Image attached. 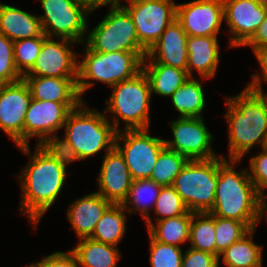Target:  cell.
Listing matches in <instances>:
<instances>
[{
	"instance_id": "cell-1",
	"label": "cell",
	"mask_w": 267,
	"mask_h": 267,
	"mask_svg": "<svg viewBox=\"0 0 267 267\" xmlns=\"http://www.w3.org/2000/svg\"><path fill=\"white\" fill-rule=\"evenodd\" d=\"M17 148L30 158L17 176L22 189L19 210L34 228L62 192L71 162L54 145H36L34 153L29 145Z\"/></svg>"
},
{
	"instance_id": "cell-2",
	"label": "cell",
	"mask_w": 267,
	"mask_h": 267,
	"mask_svg": "<svg viewBox=\"0 0 267 267\" xmlns=\"http://www.w3.org/2000/svg\"><path fill=\"white\" fill-rule=\"evenodd\" d=\"M239 162L241 159L227 160L222 154L218 156L215 202L209 213L241 221L253 229L262 220V196L251 181L247 168L236 171Z\"/></svg>"
},
{
	"instance_id": "cell-3",
	"label": "cell",
	"mask_w": 267,
	"mask_h": 267,
	"mask_svg": "<svg viewBox=\"0 0 267 267\" xmlns=\"http://www.w3.org/2000/svg\"><path fill=\"white\" fill-rule=\"evenodd\" d=\"M229 159H243L256 145L263 146L267 134V91L244 88L239 94L225 96Z\"/></svg>"
},
{
	"instance_id": "cell-4",
	"label": "cell",
	"mask_w": 267,
	"mask_h": 267,
	"mask_svg": "<svg viewBox=\"0 0 267 267\" xmlns=\"http://www.w3.org/2000/svg\"><path fill=\"white\" fill-rule=\"evenodd\" d=\"M83 101L73 109L63 126L65 134L53 144L72 163L85 160L115 147L117 130L109 122L105 112L86 106Z\"/></svg>"
},
{
	"instance_id": "cell-5",
	"label": "cell",
	"mask_w": 267,
	"mask_h": 267,
	"mask_svg": "<svg viewBox=\"0 0 267 267\" xmlns=\"http://www.w3.org/2000/svg\"><path fill=\"white\" fill-rule=\"evenodd\" d=\"M82 44L85 48L82 60L79 59L77 87L83 101L85 92L93 87L95 81L112 87L134 77L142 70L147 55V51L94 52Z\"/></svg>"
},
{
	"instance_id": "cell-6",
	"label": "cell",
	"mask_w": 267,
	"mask_h": 267,
	"mask_svg": "<svg viewBox=\"0 0 267 267\" xmlns=\"http://www.w3.org/2000/svg\"><path fill=\"white\" fill-rule=\"evenodd\" d=\"M112 94L106 99L105 115L113 114L109 121L120 131V119L123 129H148L150 127L151 86L145 72L141 70L134 77L111 87ZM107 112V113H106ZM113 121V122H112Z\"/></svg>"
},
{
	"instance_id": "cell-7",
	"label": "cell",
	"mask_w": 267,
	"mask_h": 267,
	"mask_svg": "<svg viewBox=\"0 0 267 267\" xmlns=\"http://www.w3.org/2000/svg\"><path fill=\"white\" fill-rule=\"evenodd\" d=\"M218 156L189 160L175 177L173 187L189 212H210L215 202Z\"/></svg>"
},
{
	"instance_id": "cell-8",
	"label": "cell",
	"mask_w": 267,
	"mask_h": 267,
	"mask_svg": "<svg viewBox=\"0 0 267 267\" xmlns=\"http://www.w3.org/2000/svg\"><path fill=\"white\" fill-rule=\"evenodd\" d=\"M40 3L43 14L38 17L46 37L85 42L92 11L84 0H40Z\"/></svg>"
},
{
	"instance_id": "cell-9",
	"label": "cell",
	"mask_w": 267,
	"mask_h": 267,
	"mask_svg": "<svg viewBox=\"0 0 267 267\" xmlns=\"http://www.w3.org/2000/svg\"><path fill=\"white\" fill-rule=\"evenodd\" d=\"M94 52L146 51L139 43L136 27L123 7L109 11L91 30L84 42Z\"/></svg>"
},
{
	"instance_id": "cell-10",
	"label": "cell",
	"mask_w": 267,
	"mask_h": 267,
	"mask_svg": "<svg viewBox=\"0 0 267 267\" xmlns=\"http://www.w3.org/2000/svg\"><path fill=\"white\" fill-rule=\"evenodd\" d=\"M149 131L123 129L116 134L115 148L123 156L133 180L150 179L158 156L166 147L163 138L152 136Z\"/></svg>"
},
{
	"instance_id": "cell-11",
	"label": "cell",
	"mask_w": 267,
	"mask_h": 267,
	"mask_svg": "<svg viewBox=\"0 0 267 267\" xmlns=\"http://www.w3.org/2000/svg\"><path fill=\"white\" fill-rule=\"evenodd\" d=\"M124 4L122 7L131 16L139 43L146 51L176 19L177 3L173 0H127Z\"/></svg>"
},
{
	"instance_id": "cell-12",
	"label": "cell",
	"mask_w": 267,
	"mask_h": 267,
	"mask_svg": "<svg viewBox=\"0 0 267 267\" xmlns=\"http://www.w3.org/2000/svg\"><path fill=\"white\" fill-rule=\"evenodd\" d=\"M80 104L32 99L24 119V146L33 137H38L36 145H53L69 113Z\"/></svg>"
},
{
	"instance_id": "cell-13",
	"label": "cell",
	"mask_w": 267,
	"mask_h": 267,
	"mask_svg": "<svg viewBox=\"0 0 267 267\" xmlns=\"http://www.w3.org/2000/svg\"><path fill=\"white\" fill-rule=\"evenodd\" d=\"M203 117H178L170 123L172 140L164 139L165 146L189 160L210 159L217 156L212 147L214 137Z\"/></svg>"
},
{
	"instance_id": "cell-14",
	"label": "cell",
	"mask_w": 267,
	"mask_h": 267,
	"mask_svg": "<svg viewBox=\"0 0 267 267\" xmlns=\"http://www.w3.org/2000/svg\"><path fill=\"white\" fill-rule=\"evenodd\" d=\"M32 100L30 89L22 78L0 85V129L16 146H24V119Z\"/></svg>"
},
{
	"instance_id": "cell-15",
	"label": "cell",
	"mask_w": 267,
	"mask_h": 267,
	"mask_svg": "<svg viewBox=\"0 0 267 267\" xmlns=\"http://www.w3.org/2000/svg\"><path fill=\"white\" fill-rule=\"evenodd\" d=\"M75 44L78 43L66 38L47 37L35 65L24 76L78 79L79 55L71 48Z\"/></svg>"
},
{
	"instance_id": "cell-16",
	"label": "cell",
	"mask_w": 267,
	"mask_h": 267,
	"mask_svg": "<svg viewBox=\"0 0 267 267\" xmlns=\"http://www.w3.org/2000/svg\"><path fill=\"white\" fill-rule=\"evenodd\" d=\"M267 7L257 0H223V16L229 30V47H243L264 21Z\"/></svg>"
},
{
	"instance_id": "cell-17",
	"label": "cell",
	"mask_w": 267,
	"mask_h": 267,
	"mask_svg": "<svg viewBox=\"0 0 267 267\" xmlns=\"http://www.w3.org/2000/svg\"><path fill=\"white\" fill-rule=\"evenodd\" d=\"M176 19L188 36H218L224 22L223 0L178 3Z\"/></svg>"
},
{
	"instance_id": "cell-18",
	"label": "cell",
	"mask_w": 267,
	"mask_h": 267,
	"mask_svg": "<svg viewBox=\"0 0 267 267\" xmlns=\"http://www.w3.org/2000/svg\"><path fill=\"white\" fill-rule=\"evenodd\" d=\"M99 170L96 192L112 204H123L133 179L121 153L114 147L104 154Z\"/></svg>"
},
{
	"instance_id": "cell-19",
	"label": "cell",
	"mask_w": 267,
	"mask_h": 267,
	"mask_svg": "<svg viewBox=\"0 0 267 267\" xmlns=\"http://www.w3.org/2000/svg\"><path fill=\"white\" fill-rule=\"evenodd\" d=\"M187 38L188 35L180 22L177 19L173 20L157 42L147 51L142 64L169 65L187 72Z\"/></svg>"
},
{
	"instance_id": "cell-20",
	"label": "cell",
	"mask_w": 267,
	"mask_h": 267,
	"mask_svg": "<svg viewBox=\"0 0 267 267\" xmlns=\"http://www.w3.org/2000/svg\"><path fill=\"white\" fill-rule=\"evenodd\" d=\"M111 205L110 201L95 191L70 203L66 216L77 238H89L97 222Z\"/></svg>"
},
{
	"instance_id": "cell-21",
	"label": "cell",
	"mask_w": 267,
	"mask_h": 267,
	"mask_svg": "<svg viewBox=\"0 0 267 267\" xmlns=\"http://www.w3.org/2000/svg\"><path fill=\"white\" fill-rule=\"evenodd\" d=\"M218 41V36H188L187 74L189 77H194L193 70L203 79L215 77L220 60Z\"/></svg>"
},
{
	"instance_id": "cell-22",
	"label": "cell",
	"mask_w": 267,
	"mask_h": 267,
	"mask_svg": "<svg viewBox=\"0 0 267 267\" xmlns=\"http://www.w3.org/2000/svg\"><path fill=\"white\" fill-rule=\"evenodd\" d=\"M32 99L58 103H82L77 87L78 79L45 76H23Z\"/></svg>"
},
{
	"instance_id": "cell-23",
	"label": "cell",
	"mask_w": 267,
	"mask_h": 267,
	"mask_svg": "<svg viewBox=\"0 0 267 267\" xmlns=\"http://www.w3.org/2000/svg\"><path fill=\"white\" fill-rule=\"evenodd\" d=\"M0 34L14 42L38 37L44 32L38 15L0 2Z\"/></svg>"
},
{
	"instance_id": "cell-24",
	"label": "cell",
	"mask_w": 267,
	"mask_h": 267,
	"mask_svg": "<svg viewBox=\"0 0 267 267\" xmlns=\"http://www.w3.org/2000/svg\"><path fill=\"white\" fill-rule=\"evenodd\" d=\"M71 249L75 254L79 267H117L121 260V252L117 246L82 238Z\"/></svg>"
},
{
	"instance_id": "cell-25",
	"label": "cell",
	"mask_w": 267,
	"mask_h": 267,
	"mask_svg": "<svg viewBox=\"0 0 267 267\" xmlns=\"http://www.w3.org/2000/svg\"><path fill=\"white\" fill-rule=\"evenodd\" d=\"M255 231L256 228L251 229L241 239L221 252L219 265L222 260L226 267H263V248L253 241Z\"/></svg>"
},
{
	"instance_id": "cell-26",
	"label": "cell",
	"mask_w": 267,
	"mask_h": 267,
	"mask_svg": "<svg viewBox=\"0 0 267 267\" xmlns=\"http://www.w3.org/2000/svg\"><path fill=\"white\" fill-rule=\"evenodd\" d=\"M160 189L161 186L150 179L133 180L128 197L122 204L129 214L139 213L147 229L155 223L150 211L154 208Z\"/></svg>"
},
{
	"instance_id": "cell-27",
	"label": "cell",
	"mask_w": 267,
	"mask_h": 267,
	"mask_svg": "<svg viewBox=\"0 0 267 267\" xmlns=\"http://www.w3.org/2000/svg\"><path fill=\"white\" fill-rule=\"evenodd\" d=\"M200 78L189 77L170 97L178 117H202L207 105Z\"/></svg>"
},
{
	"instance_id": "cell-28",
	"label": "cell",
	"mask_w": 267,
	"mask_h": 267,
	"mask_svg": "<svg viewBox=\"0 0 267 267\" xmlns=\"http://www.w3.org/2000/svg\"><path fill=\"white\" fill-rule=\"evenodd\" d=\"M147 75L151 94L170 98L172 94L189 78L187 72L177 67L163 64H142Z\"/></svg>"
},
{
	"instance_id": "cell-29",
	"label": "cell",
	"mask_w": 267,
	"mask_h": 267,
	"mask_svg": "<svg viewBox=\"0 0 267 267\" xmlns=\"http://www.w3.org/2000/svg\"><path fill=\"white\" fill-rule=\"evenodd\" d=\"M127 213L122 204H112L97 222L89 238L118 247L126 233Z\"/></svg>"
},
{
	"instance_id": "cell-30",
	"label": "cell",
	"mask_w": 267,
	"mask_h": 267,
	"mask_svg": "<svg viewBox=\"0 0 267 267\" xmlns=\"http://www.w3.org/2000/svg\"><path fill=\"white\" fill-rule=\"evenodd\" d=\"M193 212L173 218H166L156 221L148 229V235L154 240L181 247L180 245L189 242L190 224Z\"/></svg>"
},
{
	"instance_id": "cell-31",
	"label": "cell",
	"mask_w": 267,
	"mask_h": 267,
	"mask_svg": "<svg viewBox=\"0 0 267 267\" xmlns=\"http://www.w3.org/2000/svg\"><path fill=\"white\" fill-rule=\"evenodd\" d=\"M189 243L191 248L216 255L214 215L209 212L193 213Z\"/></svg>"
},
{
	"instance_id": "cell-32",
	"label": "cell",
	"mask_w": 267,
	"mask_h": 267,
	"mask_svg": "<svg viewBox=\"0 0 267 267\" xmlns=\"http://www.w3.org/2000/svg\"><path fill=\"white\" fill-rule=\"evenodd\" d=\"M189 159L165 147L159 154L153 167L150 180L160 186L173 185L175 177L182 171Z\"/></svg>"
},
{
	"instance_id": "cell-33",
	"label": "cell",
	"mask_w": 267,
	"mask_h": 267,
	"mask_svg": "<svg viewBox=\"0 0 267 267\" xmlns=\"http://www.w3.org/2000/svg\"><path fill=\"white\" fill-rule=\"evenodd\" d=\"M251 229L243 222L215 216L216 256L237 242Z\"/></svg>"
},
{
	"instance_id": "cell-34",
	"label": "cell",
	"mask_w": 267,
	"mask_h": 267,
	"mask_svg": "<svg viewBox=\"0 0 267 267\" xmlns=\"http://www.w3.org/2000/svg\"><path fill=\"white\" fill-rule=\"evenodd\" d=\"M46 38V35L43 34L34 38L14 41L13 51L15 66L22 76L26 75L35 65L43 41Z\"/></svg>"
},
{
	"instance_id": "cell-35",
	"label": "cell",
	"mask_w": 267,
	"mask_h": 267,
	"mask_svg": "<svg viewBox=\"0 0 267 267\" xmlns=\"http://www.w3.org/2000/svg\"><path fill=\"white\" fill-rule=\"evenodd\" d=\"M156 214V221L187 214L189 211L176 189L170 186H161L158 198L152 210Z\"/></svg>"
},
{
	"instance_id": "cell-36",
	"label": "cell",
	"mask_w": 267,
	"mask_h": 267,
	"mask_svg": "<svg viewBox=\"0 0 267 267\" xmlns=\"http://www.w3.org/2000/svg\"><path fill=\"white\" fill-rule=\"evenodd\" d=\"M149 236V261L151 267H181L183 252L182 247H177L158 242Z\"/></svg>"
},
{
	"instance_id": "cell-37",
	"label": "cell",
	"mask_w": 267,
	"mask_h": 267,
	"mask_svg": "<svg viewBox=\"0 0 267 267\" xmlns=\"http://www.w3.org/2000/svg\"><path fill=\"white\" fill-rule=\"evenodd\" d=\"M13 44L7 36L0 34V85L23 78L15 66Z\"/></svg>"
},
{
	"instance_id": "cell-38",
	"label": "cell",
	"mask_w": 267,
	"mask_h": 267,
	"mask_svg": "<svg viewBox=\"0 0 267 267\" xmlns=\"http://www.w3.org/2000/svg\"><path fill=\"white\" fill-rule=\"evenodd\" d=\"M248 173L258 193L263 197L267 189V152L262 149L249 160Z\"/></svg>"
},
{
	"instance_id": "cell-39",
	"label": "cell",
	"mask_w": 267,
	"mask_h": 267,
	"mask_svg": "<svg viewBox=\"0 0 267 267\" xmlns=\"http://www.w3.org/2000/svg\"><path fill=\"white\" fill-rule=\"evenodd\" d=\"M181 267H220L219 257L206 251L188 247L183 253Z\"/></svg>"
},
{
	"instance_id": "cell-40",
	"label": "cell",
	"mask_w": 267,
	"mask_h": 267,
	"mask_svg": "<svg viewBox=\"0 0 267 267\" xmlns=\"http://www.w3.org/2000/svg\"><path fill=\"white\" fill-rule=\"evenodd\" d=\"M31 265L33 267H79L77 258L71 250L51 253L41 261L32 262Z\"/></svg>"
},
{
	"instance_id": "cell-41",
	"label": "cell",
	"mask_w": 267,
	"mask_h": 267,
	"mask_svg": "<svg viewBox=\"0 0 267 267\" xmlns=\"http://www.w3.org/2000/svg\"><path fill=\"white\" fill-rule=\"evenodd\" d=\"M252 51L254 52V56L258 61L261 72L260 75L257 73L250 75L252 77V80L246 85V88L265 92L266 90L263 89L262 82L267 83V45L255 48Z\"/></svg>"
},
{
	"instance_id": "cell-42",
	"label": "cell",
	"mask_w": 267,
	"mask_h": 267,
	"mask_svg": "<svg viewBox=\"0 0 267 267\" xmlns=\"http://www.w3.org/2000/svg\"><path fill=\"white\" fill-rule=\"evenodd\" d=\"M267 45V12L264 21L259 25L252 38L244 45L250 46L251 49Z\"/></svg>"
},
{
	"instance_id": "cell-43",
	"label": "cell",
	"mask_w": 267,
	"mask_h": 267,
	"mask_svg": "<svg viewBox=\"0 0 267 267\" xmlns=\"http://www.w3.org/2000/svg\"><path fill=\"white\" fill-rule=\"evenodd\" d=\"M127 1V0H125ZM88 8L93 12L100 7L110 5V8L113 7H122V0H84Z\"/></svg>"
},
{
	"instance_id": "cell-44",
	"label": "cell",
	"mask_w": 267,
	"mask_h": 267,
	"mask_svg": "<svg viewBox=\"0 0 267 267\" xmlns=\"http://www.w3.org/2000/svg\"><path fill=\"white\" fill-rule=\"evenodd\" d=\"M267 194H265L263 197H262V220L263 219H266L267 221Z\"/></svg>"
},
{
	"instance_id": "cell-45",
	"label": "cell",
	"mask_w": 267,
	"mask_h": 267,
	"mask_svg": "<svg viewBox=\"0 0 267 267\" xmlns=\"http://www.w3.org/2000/svg\"><path fill=\"white\" fill-rule=\"evenodd\" d=\"M260 149H263L264 151L267 152V134L265 135L263 146Z\"/></svg>"
},
{
	"instance_id": "cell-46",
	"label": "cell",
	"mask_w": 267,
	"mask_h": 267,
	"mask_svg": "<svg viewBox=\"0 0 267 267\" xmlns=\"http://www.w3.org/2000/svg\"><path fill=\"white\" fill-rule=\"evenodd\" d=\"M260 4L267 7V0H257Z\"/></svg>"
}]
</instances>
